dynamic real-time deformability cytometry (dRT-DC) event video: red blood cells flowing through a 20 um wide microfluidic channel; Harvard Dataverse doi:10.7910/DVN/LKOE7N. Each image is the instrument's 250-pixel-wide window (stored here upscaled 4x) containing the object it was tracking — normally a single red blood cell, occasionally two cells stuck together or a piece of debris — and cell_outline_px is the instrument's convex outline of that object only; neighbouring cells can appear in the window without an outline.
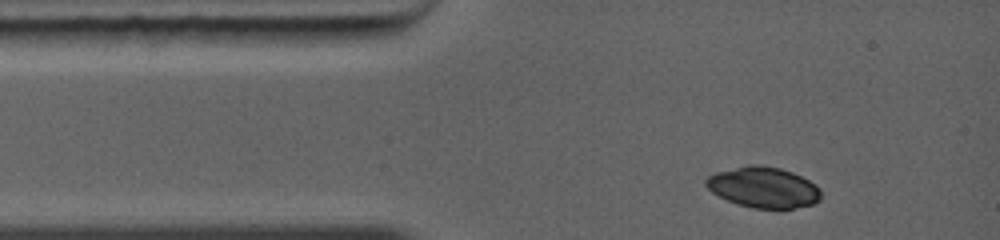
{"species": "common noctule bat (a hibernating species)", "species_latin": "Nyctalus noctula", "temperature_condition": "warm", "stored_images_in_passage": 3, "camera_frame_rate_fps": 5000, "um_per_image_px": 0.085, "animal": {"sex": "female", "body_mass_g": 19.0, "forearm_length_mm": 56.7}, "frame": {"image": 1, "passage_image": 1, "time_ms": 0.0, "image_size_px": [1000, 240], "cell_outline_px": [[820, 200], [812, 204], [792, 208], [752, 208], [728, 200], [712, 192], [704, 184], [704, 180], [708, 176], [716, 172], [748, 164], [756, 164], [780, 168], [792, 172], [816, 184], [820, 188]], "centroid_in_image_um": [64.88, 15.91], "position_along_channel_um": 20.1, "area_um2": 27.17}}